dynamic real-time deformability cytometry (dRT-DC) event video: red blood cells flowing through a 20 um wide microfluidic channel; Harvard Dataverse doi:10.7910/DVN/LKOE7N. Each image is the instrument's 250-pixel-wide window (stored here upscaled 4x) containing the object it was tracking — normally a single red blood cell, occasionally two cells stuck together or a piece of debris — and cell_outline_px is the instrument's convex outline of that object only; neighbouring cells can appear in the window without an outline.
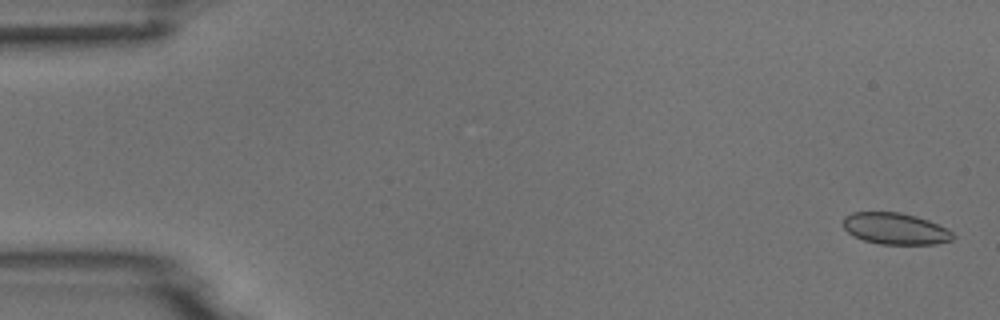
{"species": "common noctule bat (a hibernating species)", "species_latin": "Nyctalus noctula", "temperature_condition": "room temperature", "stored_images_in_passage": 5, "camera_frame_rate_fps": 3000, "um_per_image_px": 0.085, "animal": {"sex": "male", "body_mass_g": 18.8}, "frame": {"image": 1, "passage_image": 1, "time_ms": 0.0, "image_size_px": [1000, 320], "cell_outline_px": [[956, 236], [952, 240], [936, 244], [880, 244], [864, 240], [852, 236], [840, 224], [844, 216], [852, 212], [900, 212], [916, 216], [928, 220], [948, 228]], "centroid_in_image_um": [76.08, 19.43], "position_along_channel_um": 8.9, "area_um2": 20.46}}
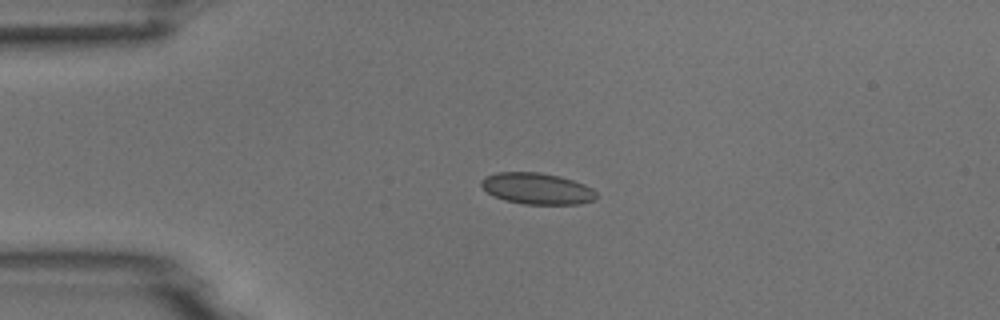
{"frame": {"image": 2, "passage_image": 4, "time_ms": 3.667, "image_size_px": [1000, 320], "cell_outline_px": [[596, 200], [580, 204], [524, 204], [504, 200], [492, 196], [480, 184], [480, 180], [484, 176], [496, 172], [540, 172], [560, 176], [584, 184], [592, 188], [596, 192]], "centroid_in_image_um": [45.63, 16.03], "position_along_channel_um": 39.4, "area_um2": 21.21}}